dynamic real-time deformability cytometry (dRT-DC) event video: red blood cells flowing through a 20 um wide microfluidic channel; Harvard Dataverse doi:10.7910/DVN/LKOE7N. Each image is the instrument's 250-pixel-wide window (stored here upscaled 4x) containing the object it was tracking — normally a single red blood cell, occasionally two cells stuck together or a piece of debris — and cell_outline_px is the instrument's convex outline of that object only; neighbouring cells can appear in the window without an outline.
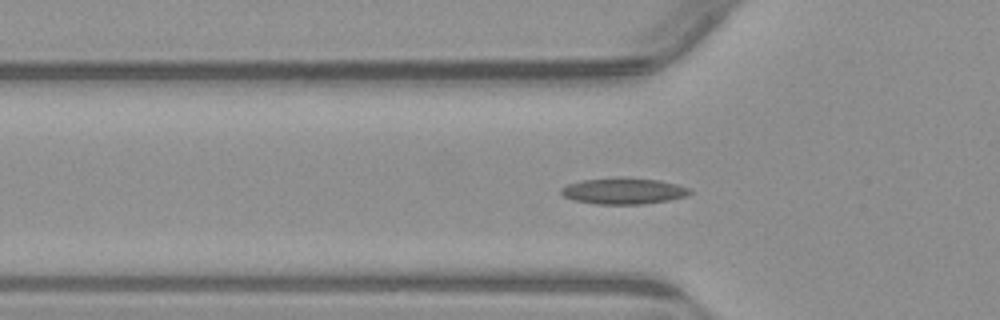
{"species": "common noctule bat (a hibernating species)", "species_latin": "Nyctalus noctula", "temperature_condition": "warm", "stored_images_in_passage": 50, "camera_frame_rate_fps": 3000, "um_per_image_px": 0.085, "animal": {"sex": "male", "body_mass_g": 23.1, "forearm_length_mm": 52.7}, "frame": {"image": 1, "passage_image": 13, "time_ms": 4.0, "image_size_px": [1000, 320], "cell_outline_px": [[692, 192], [684, 196], [668, 200], [644, 204], [596, 204], [572, 200], [564, 196], [560, 192], [560, 188], [568, 184], [580, 180], [620, 176], [660, 180], [692, 188]], "centroid_in_image_um": [52.97, 16.22], "position_along_channel_um": 72.8, "area_um2": 20.0}}
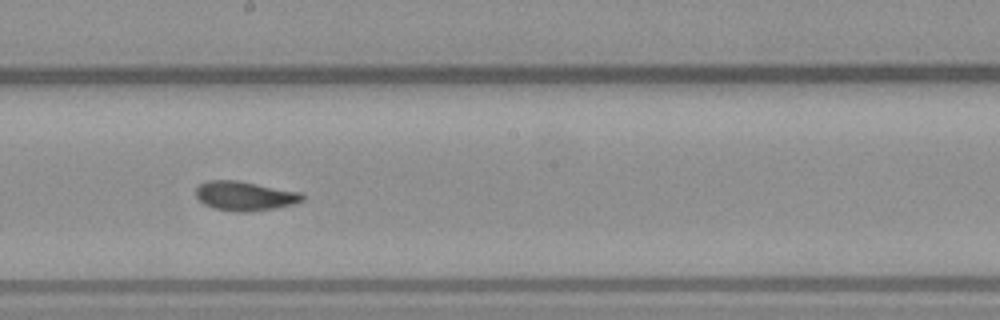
{"frame": {"image": 2, "passage_image": 25, "time_ms": 8.0, "image_size_px": [1000, 320], "cell_outline_px": [[304, 200], [292, 204], [276, 208], [248, 212], [236, 212], [212, 208], [204, 204], [196, 196], [196, 188], [200, 184], [208, 180], [236, 180], [300, 192], [304, 196]], "centroid_in_image_um": [20.79, 16.66], "position_along_channel_um": 227.4, "area_um2": 18.15}}
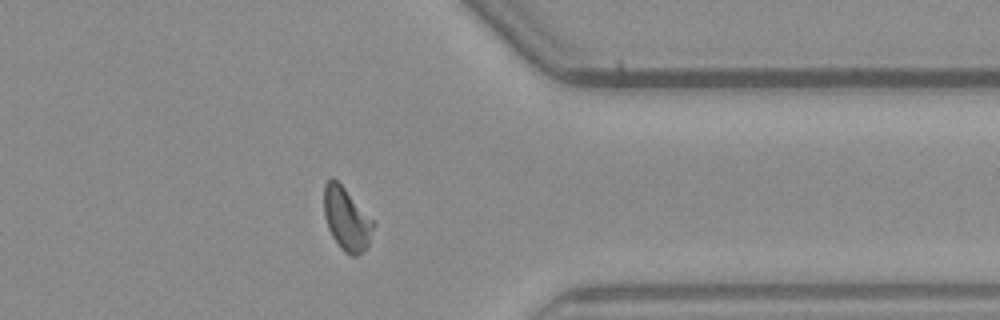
{"frame": {"image": 3, "passage_image": 38, "time_ms": 12.333, "image_size_px": [1000, 320], "cell_outline_px": [[376, 224], [368, 244], [356, 256], [352, 256], [344, 252], [340, 248], [332, 236], [328, 228], [324, 216], [324, 184], [332, 176], [344, 188]], "centroid_in_image_um": [29.44, 18.62], "position_along_channel_um": 382.0, "area_um2": 17.8}, "authors_computed_cell_mechanics": {"area_um2": 17.629, "velocity_mm_per_s": 3.8386, "shape_relaxation_time_tau1_ms": 8.072, "shape_relaxation_time_tau2_ms": 2.2251, "deformation_change_tau1": 0.2007, "deformation_change_tau2": 0.0808}}